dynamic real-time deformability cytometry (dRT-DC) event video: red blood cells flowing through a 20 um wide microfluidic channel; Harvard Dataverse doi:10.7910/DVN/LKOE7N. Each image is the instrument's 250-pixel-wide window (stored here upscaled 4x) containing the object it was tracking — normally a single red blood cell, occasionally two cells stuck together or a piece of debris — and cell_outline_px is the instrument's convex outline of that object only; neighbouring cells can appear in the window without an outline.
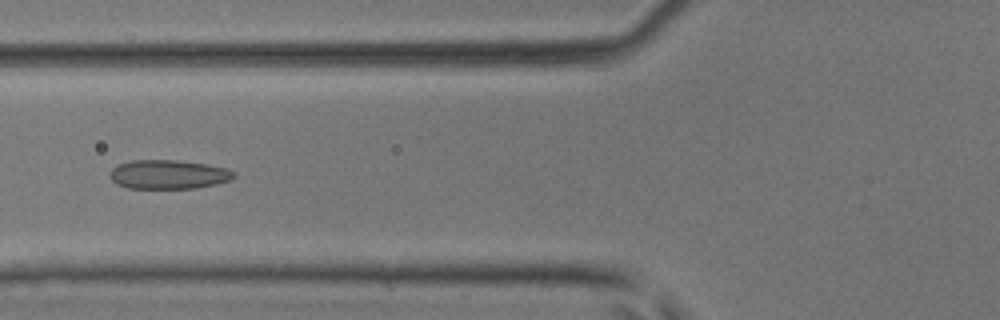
{"species": "common noctule bat (a hibernating species)", "species_latin": "Nyctalus noctula", "temperature_condition": "room temperature", "stored_images_in_passage": 45, "camera_frame_rate_fps": 3000, "um_per_image_px": 0.085, "animal": {"sex": "male", "body_mass_g": 17.9, "forearm_length_mm": 54.2}, "frame": {"image": 1, "passage_image": 17, "time_ms": 5.333, "image_size_px": [1000, 320], "cell_outline_px": [[236, 176], [232, 180], [216, 184], [196, 188], [128, 188], [116, 184], [108, 176], [112, 168], [116, 164], [132, 160], [176, 160], [208, 164], [224, 168], [236, 172]], "centroid_in_image_um": [14.31, 14.82], "position_along_channel_um": 111.5, "area_um2": 21.21}}
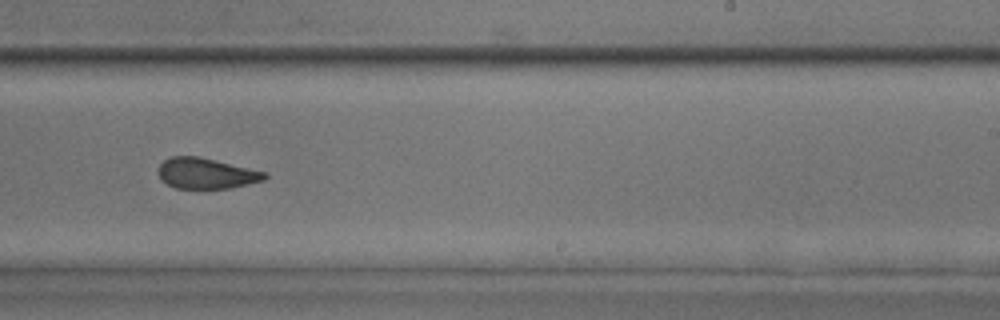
{"frame": {"image": 2, "passage_image": 28, "time_ms": 9.0, "image_size_px": [1000, 320], "cell_outline_px": [[268, 176], [264, 180], [248, 184], [228, 188], [176, 188], [160, 180], [160, 164], [164, 160], [172, 156], [196, 156], [268, 172]], "centroid_in_image_um": [17.55, 14.74], "position_along_channel_um": 271.4, "area_um2": 18.79}}
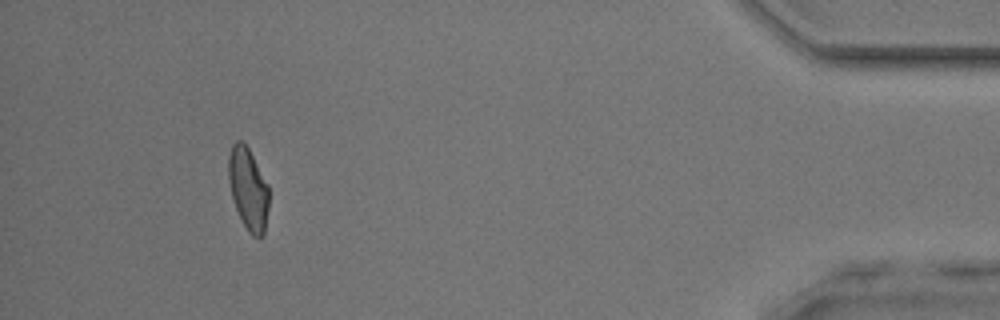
{"frame": {"image": 3, "passage_image": 42, "time_ms": 13.667, "image_size_px": [1000, 320], "cell_outline_px": [[268, 208], [264, 232], [260, 236], [252, 236], [248, 232], [236, 208], [232, 196], [228, 180], [228, 156], [232, 144], [236, 140], [240, 140], [248, 148], [268, 184]], "centroid_in_image_um": [21.08, 16.02], "position_along_channel_um": 414.1, "area_um2": 19.07}}